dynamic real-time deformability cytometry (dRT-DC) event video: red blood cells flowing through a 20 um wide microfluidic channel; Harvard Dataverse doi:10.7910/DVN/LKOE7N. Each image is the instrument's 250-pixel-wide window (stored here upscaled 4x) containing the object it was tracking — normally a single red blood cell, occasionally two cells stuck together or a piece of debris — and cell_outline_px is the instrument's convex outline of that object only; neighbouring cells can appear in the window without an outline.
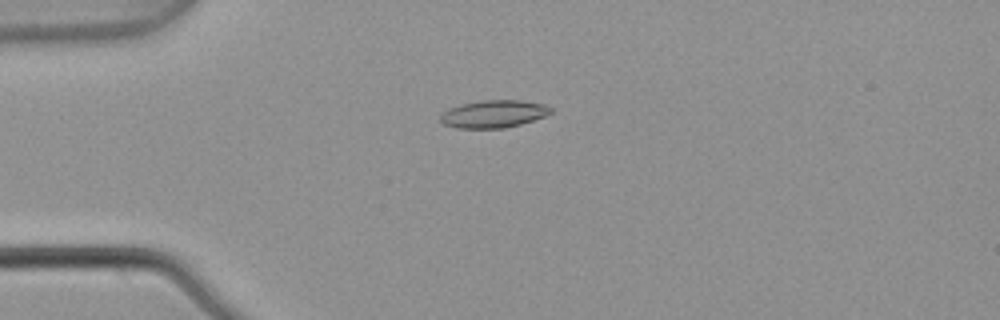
{"species": "common noctule bat (a hibernating species)", "species_latin": "Nyctalus noctula", "temperature_condition": "warm", "stored_images_in_passage": 3, "camera_frame_rate_fps": 3000, "um_per_image_px": 0.085, "animal": {"sex": "male", "body_mass_g": 21.5, "forearm_length_mm": 52.0}, "frame": {"image": 1, "passage_image": 2, "time_ms": 0.333, "image_size_px": [1000, 320], "cell_outline_px": [[552, 112], [544, 116], [520, 124], [504, 128], [456, 128], [444, 124], [440, 120], [440, 116], [448, 108], [460, 104], [480, 100], [524, 100], [544, 104], [552, 108]], "centroid_in_image_um": [41.95, 9.67], "position_along_channel_um": 43.1, "area_um2": 17.74}}